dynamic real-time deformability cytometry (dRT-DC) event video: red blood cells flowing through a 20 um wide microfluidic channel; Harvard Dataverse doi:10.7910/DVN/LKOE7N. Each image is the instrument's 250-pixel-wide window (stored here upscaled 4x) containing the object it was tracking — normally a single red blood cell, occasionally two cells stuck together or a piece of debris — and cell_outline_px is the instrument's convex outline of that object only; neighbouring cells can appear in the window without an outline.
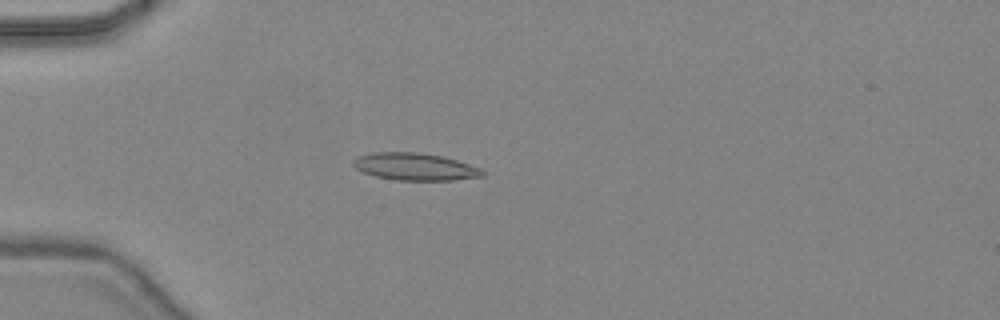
{"species": "common noctule bat (a hibernating species)", "species_latin": "Nyctalus noctula", "temperature_condition": "warm", "stored_images_in_passage": 46, "camera_frame_rate_fps": 3000, "um_per_image_px": 0.085, "animal": {"sex": "female", "body_mass_g": 24.6, "forearm_length_mm": 56.2}, "frame": {"image": 1, "passage_image": 13, "time_ms": 4.0, "image_size_px": [1000, 320], "cell_outline_px": [[484, 176], [452, 180], [396, 180], [376, 176], [364, 172], [356, 168], [352, 164], [352, 160], [356, 156], [372, 152], [416, 152], [444, 156], [480, 168], [484, 172]], "centroid_in_image_um": [35.24, 14.16], "position_along_channel_um": 49.8, "area_um2": 20.52}}
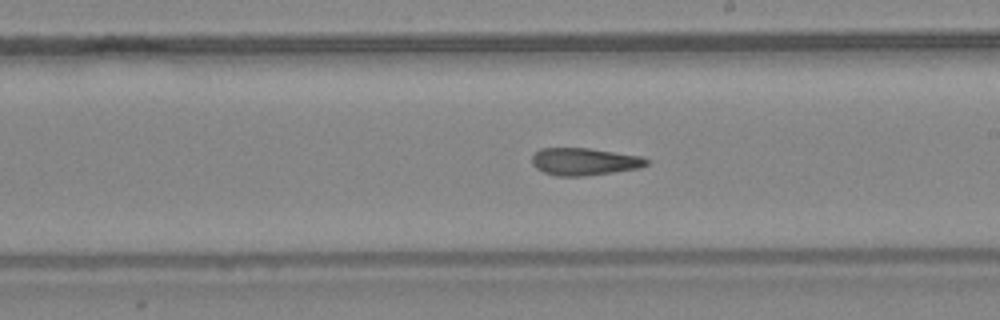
{"frame": {"image": 2, "passage_image": 27, "time_ms": 8.667, "image_size_px": [1000, 320], "cell_outline_px": [[648, 164], [640, 168], [584, 176], [556, 176], [544, 172], [536, 168], [532, 164], [532, 156], [540, 148], [588, 148], [644, 156], [648, 160]], "centroid_in_image_um": [49.68, 13.73], "position_along_channel_um": 239.3, "area_um2": 18.32}}
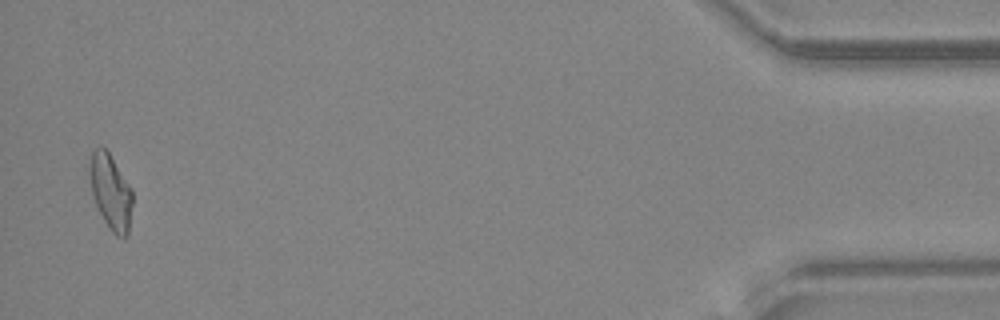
{"frame": {"image": 3, "passage_image": 45, "time_ms": 14.667, "image_size_px": [1000, 320], "cell_outline_px": [[132, 204], [128, 236], [124, 240], [116, 236], [112, 232], [104, 220], [92, 196], [88, 172], [88, 164], [92, 152], [96, 148], [104, 148], [108, 152], [132, 188]], "centroid_in_image_um": [9.4, 16.33], "position_along_channel_um": 425.8, "area_um2": 18.9}, "authors_computed_cell_mechanics": {"area_um2": 19.0162, "velocity_mm_per_s": 4.4675, "shape_relaxation_time_tau1_ms": 11.284, "shape_relaxation_time_tau2_ms": 2.4398, "deformation_change_tau1": 0.2815, "deformation_change_tau2": 0.1024}}